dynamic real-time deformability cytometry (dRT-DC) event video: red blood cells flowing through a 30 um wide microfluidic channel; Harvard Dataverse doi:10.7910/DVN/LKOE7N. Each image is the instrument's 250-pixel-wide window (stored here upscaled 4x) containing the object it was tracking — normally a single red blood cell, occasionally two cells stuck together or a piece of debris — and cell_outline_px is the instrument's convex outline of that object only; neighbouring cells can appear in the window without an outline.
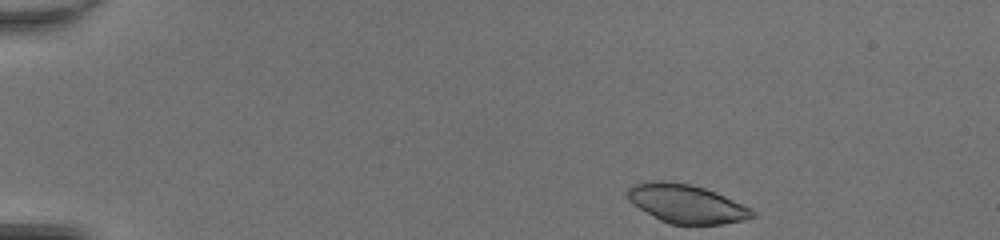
{"species": "common noctule bat (a hibernating species)", "species_latin": "Nyctalus noctula", "temperature_condition": "room temperature", "stored_images_in_passage": 42, "camera_frame_rate_fps": 3000, "um_per_image_px": 0.085, "animal": {"sex": "female", "body_mass_g": 20.0, "forearm_length_mm": 54.0}, "frame": {"image": 1, "passage_image": 1, "time_ms": 0.0, "image_size_px": [1000, 240], "cell_outline_px": [[760, 216], [744, 220], [724, 224], [668, 224], [660, 220], [632, 204], [628, 200], [624, 192], [632, 184], [652, 180], [664, 180], [692, 184], [716, 192], [752, 208]], "centroid_in_image_um": [58.35, 17.31], "position_along_channel_um": 26.7, "area_um2": 28.67}}
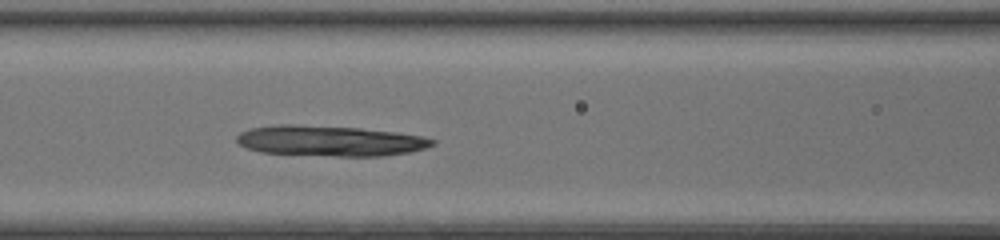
{"frame": {"image": 2, "passage_image": 16, "time_ms": 5.0, "image_size_px": [1000, 240], "cell_outline_px": [[436, 144], [424, 148], [408, 152], [384, 156], [336, 156], [260, 152], [248, 148], [240, 144], [236, 140], [236, 136], [240, 132], [248, 128], [276, 124], [296, 124], [360, 128], [396, 132], [424, 136], [436, 140]], "centroid_in_image_um": [28.04, 11.96], "position_along_channel_um": 138.6, "area_um2": 34.97}}
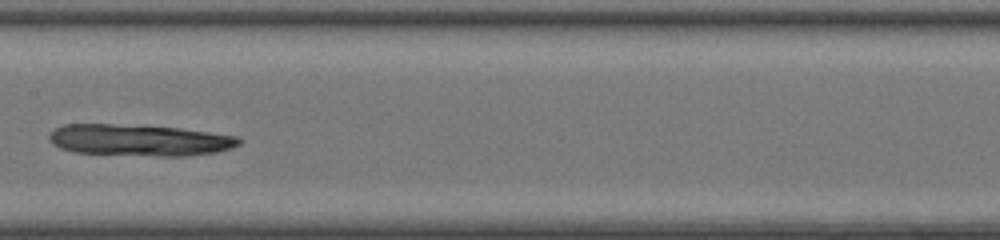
{"frame": {"image": 3, "passage_image": 20, "time_ms": 6.333, "image_size_px": [1000, 240], "cell_outline_px": [[244, 140], [240, 144], [232, 148], [216, 152], [184, 156], [160, 156], [76, 152], [60, 148], [52, 144], [48, 140], [48, 136], [56, 128], [64, 124], [112, 124], [180, 128], [240, 136]], "centroid_in_image_um": [11.89, 11.91], "position_along_channel_um": 195.5, "area_um2": 34.85}}